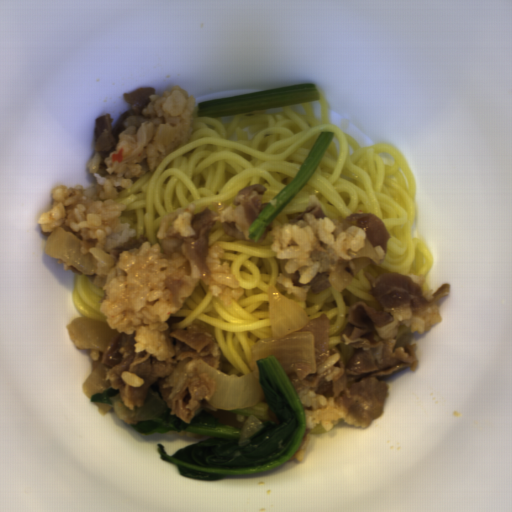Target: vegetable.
I'll list each match as a JSON object with an SVG mask.
<instances>
[{
    "instance_id": "vegetable-4",
    "label": "vegetable",
    "mask_w": 512,
    "mask_h": 512,
    "mask_svg": "<svg viewBox=\"0 0 512 512\" xmlns=\"http://www.w3.org/2000/svg\"><path fill=\"white\" fill-rule=\"evenodd\" d=\"M120 392L119 389H113L111 387L104 389L99 393H94L90 397V403H104L112 406L113 404L110 401L111 397L119 395Z\"/></svg>"
},
{
    "instance_id": "vegetable-2",
    "label": "vegetable",
    "mask_w": 512,
    "mask_h": 512,
    "mask_svg": "<svg viewBox=\"0 0 512 512\" xmlns=\"http://www.w3.org/2000/svg\"><path fill=\"white\" fill-rule=\"evenodd\" d=\"M320 100L316 83L289 85L255 93L196 101L198 118L242 115Z\"/></svg>"
},
{
    "instance_id": "vegetable-1",
    "label": "vegetable",
    "mask_w": 512,
    "mask_h": 512,
    "mask_svg": "<svg viewBox=\"0 0 512 512\" xmlns=\"http://www.w3.org/2000/svg\"><path fill=\"white\" fill-rule=\"evenodd\" d=\"M255 363L264 398L252 407L230 411L266 421L272 409L278 423H263L264 428L244 446L239 444L241 430L200 410L190 423L170 415V407L165 406L155 419L129 424L141 435L174 431L211 436L176 449L172 455L157 444L160 459L175 467L180 477L213 481L279 468L290 460L306 434L305 413L298 391L277 358L272 354Z\"/></svg>"
},
{
    "instance_id": "vegetable-3",
    "label": "vegetable",
    "mask_w": 512,
    "mask_h": 512,
    "mask_svg": "<svg viewBox=\"0 0 512 512\" xmlns=\"http://www.w3.org/2000/svg\"><path fill=\"white\" fill-rule=\"evenodd\" d=\"M334 131L321 132L305 157L297 174L278 192L260 212L249 228L248 238L258 243L264 232L287 204L310 181L320 162L330 148Z\"/></svg>"
},
{
    "instance_id": "vegetable-5",
    "label": "vegetable",
    "mask_w": 512,
    "mask_h": 512,
    "mask_svg": "<svg viewBox=\"0 0 512 512\" xmlns=\"http://www.w3.org/2000/svg\"><path fill=\"white\" fill-rule=\"evenodd\" d=\"M327 429L324 428L323 424H316L313 427H310V434H321L326 433Z\"/></svg>"
}]
</instances>
